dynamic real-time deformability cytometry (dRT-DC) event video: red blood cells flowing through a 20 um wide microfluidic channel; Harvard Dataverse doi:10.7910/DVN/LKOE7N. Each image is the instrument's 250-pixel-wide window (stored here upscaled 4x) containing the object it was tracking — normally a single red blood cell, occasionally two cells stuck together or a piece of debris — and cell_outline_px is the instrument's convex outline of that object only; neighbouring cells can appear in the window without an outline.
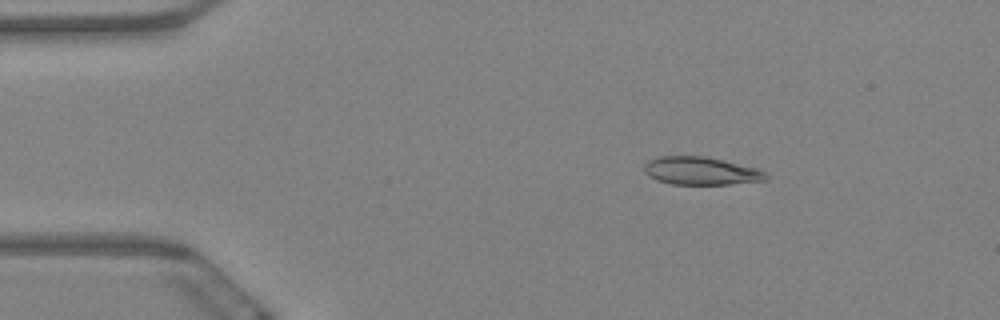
{"species": "Egyptian fruit bat (a non-hibernating species)", "species_latin": "Rousettus aegyptiacus", "temperature_condition": "warm", "stored_images_in_passage": 6, "camera_frame_rate_fps": 3000, "um_per_image_px": 0.085, "animal": {"sex": "female"}, "frame": {"image": 1, "passage_image": 3, "time_ms": 0.667, "image_size_px": [1000, 320], "cell_outline_px": [[768, 180], [728, 184], [672, 184], [656, 180], [648, 176], [644, 172], [644, 164], [648, 160], [660, 156], [704, 156], [724, 160], [756, 168], [764, 172], [768, 176]], "centroid_in_image_um": [59.55, 14.52], "position_along_channel_um": 25.5, "area_um2": 19.83}}
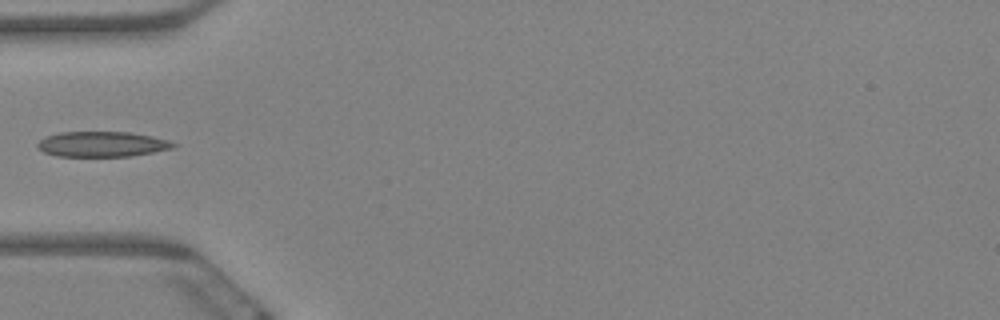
{"frame": {"image": 2, "passage_image": 6, "time_ms": 1.667, "image_size_px": [1000, 320], "cell_outline_px": [[176, 144], [172, 148], [132, 156], [56, 156], [44, 152], [36, 144], [44, 136], [60, 132], [128, 132], [152, 136], [168, 140]], "centroid_in_image_um": [8.65, 12.25], "position_along_channel_um": 76.4, "area_um2": 19.88}}